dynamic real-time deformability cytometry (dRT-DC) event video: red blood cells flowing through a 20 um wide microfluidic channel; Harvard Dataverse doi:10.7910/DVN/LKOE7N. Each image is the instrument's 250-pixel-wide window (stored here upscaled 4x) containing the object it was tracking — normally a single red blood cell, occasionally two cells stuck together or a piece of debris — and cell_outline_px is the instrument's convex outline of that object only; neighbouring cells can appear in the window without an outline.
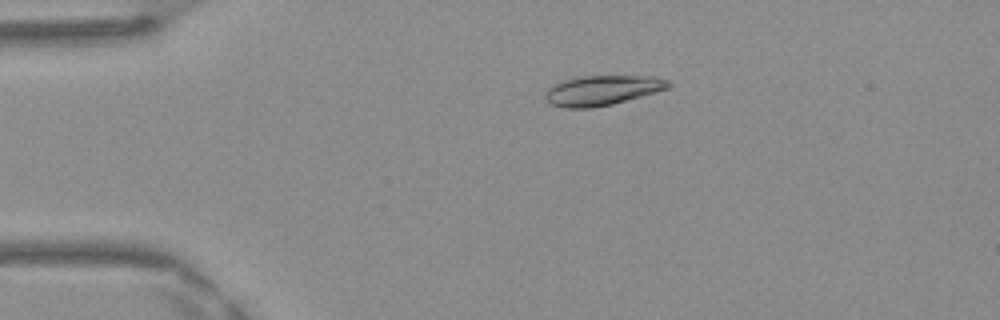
{"species": "Egyptian fruit bat (a non-hibernating species)", "species_latin": "Rousettus aegyptiacus", "temperature_condition": "warm", "stored_images_in_passage": 42, "camera_frame_rate_fps": 3000, "um_per_image_px": 0.085, "frame": {"image": 1, "passage_image": 4, "time_ms": 1.0, "image_size_px": [1000, 320], "cell_outline_px": [[672, 84], [668, 88], [656, 92], [612, 104], [592, 108], [564, 108], [552, 104], [544, 96], [544, 92], [548, 88], [564, 80], [580, 76], [652, 76], [668, 80]], "centroid_in_image_um": [51.19, 7.68], "position_along_channel_um": 33.8, "area_um2": 21.33}}
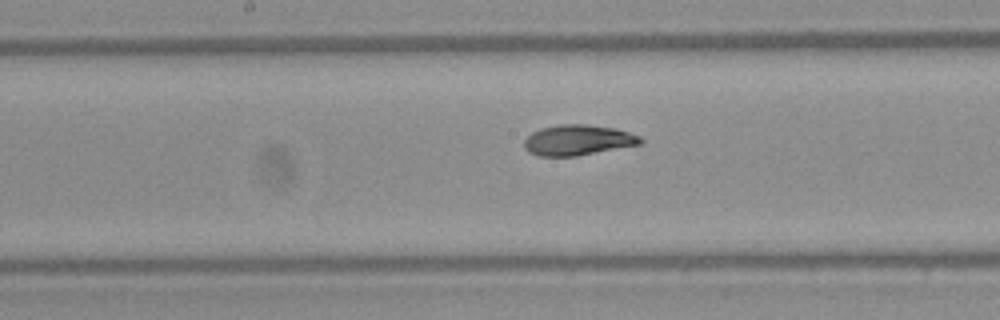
{"frame": {"image": 2, "passage_image": 19, "time_ms": 6.0, "image_size_px": [1000, 320], "cell_outline_px": [[644, 144], [576, 156], [536, 156], [528, 152], [524, 148], [524, 140], [532, 132], [540, 128], [560, 124], [584, 124], [616, 128], [640, 136], [644, 140]], "centroid_in_image_um": [49.14, 11.91], "position_along_channel_um": 199.1, "area_um2": 20.92}}
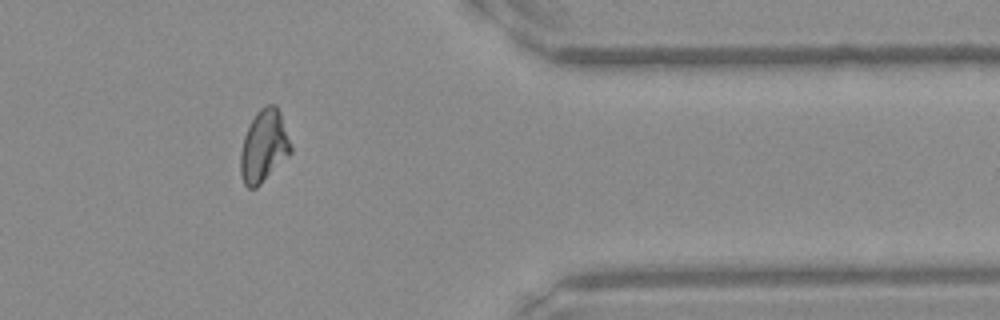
{"frame": {"image": 3, "passage_image": 34, "time_ms": 11.0, "image_size_px": [1000, 320], "cell_outline_px": [[292, 152], [256, 188], [248, 188], [244, 184], [240, 172], [240, 152], [244, 136], [256, 112], [260, 108], [268, 104], [276, 104], [280, 112], [292, 148]], "centroid_in_image_um": [22.42, 12.42], "position_along_channel_um": 389.0, "area_um2": 20.98}, "authors_computed_cell_mechanics": {"area_um2": 20.9814, "velocity_mm_per_s": 4.177, "shape_relaxation_time_tau1_ms": 9.569, "shape_relaxation_time_tau2_ms": 1.2798, "deformation_change_tau1": 0.2731, "deformation_change_tau2": 0.0467}}